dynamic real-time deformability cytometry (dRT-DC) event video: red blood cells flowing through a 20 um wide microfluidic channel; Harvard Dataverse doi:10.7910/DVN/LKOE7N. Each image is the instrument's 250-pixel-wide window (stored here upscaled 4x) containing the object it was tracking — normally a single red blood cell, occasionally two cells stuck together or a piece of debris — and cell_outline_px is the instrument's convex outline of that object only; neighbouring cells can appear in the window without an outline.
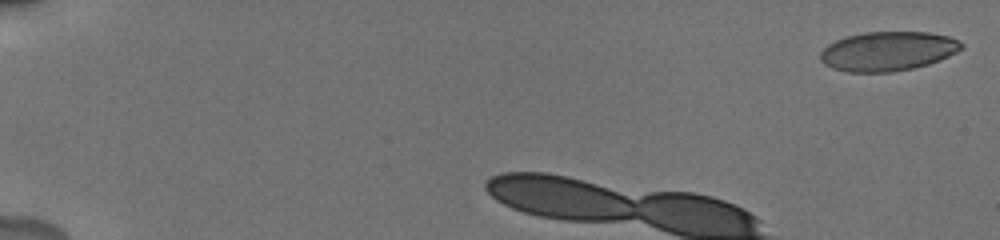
{"species": "human", "species_latin": "Homo sapiens", "temperature_condition": "cold", "stored_images_in_passage": 4, "camera_frame_rate_fps": 3000, "um_per_image_px": 0.085, "donor": {"sex": "male"}, "frame": {"image": 1, "passage_image": 1, "time_ms": 0.0, "image_size_px": [1000, 240], "cell_outline_px": [[964, 48], [940, 60], [928, 64], [912, 68], [892, 72], [848, 72], [832, 68], [824, 64], [820, 60], [820, 52], [828, 44], [836, 40], [848, 36], [864, 32], [928, 32], [948, 36], [964, 44]], "centroid_in_image_um": [75.46, 4.35], "position_along_channel_um": 9.5, "area_um2": 32.31}}